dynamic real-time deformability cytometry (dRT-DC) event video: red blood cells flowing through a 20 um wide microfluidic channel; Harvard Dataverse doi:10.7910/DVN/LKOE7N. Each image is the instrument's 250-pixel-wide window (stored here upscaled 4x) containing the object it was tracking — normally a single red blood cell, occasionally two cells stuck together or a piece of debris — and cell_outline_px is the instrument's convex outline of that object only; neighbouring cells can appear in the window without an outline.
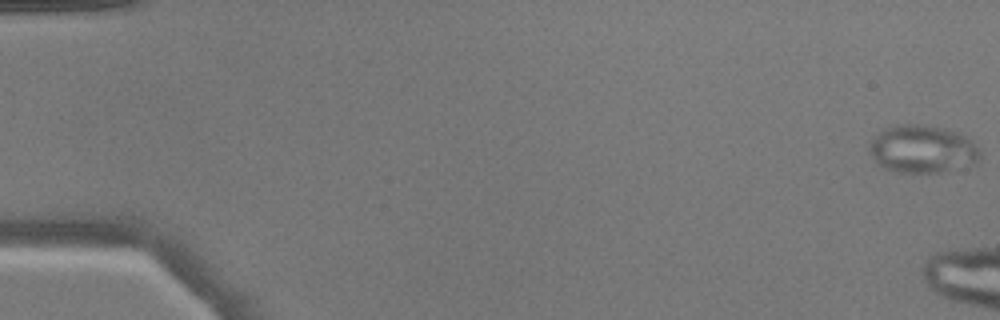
{"species": "common noctule bat (a hibernating species)", "species_latin": "Nyctalus noctula", "temperature_condition": "warm", "stored_images_in_passage": 5, "camera_frame_rate_fps": 3000, "um_per_image_px": 0.085, "animal": {"sex": "male", "body_mass_g": 17.9}, "frame": {"image": 1, "passage_image": 1, "time_ms": 0.0, "image_size_px": [1000, 320], "cell_outline_px": [[980, 160], [972, 164], [940, 172], [896, 172], [884, 168], [876, 164], [868, 148], [872, 140], [880, 132], [896, 124], [924, 124], [944, 128], [956, 132], [972, 140], [980, 148]], "centroid_in_image_um": [78.41, 12.67], "position_along_channel_um": 6.6, "area_um2": 30.81}}